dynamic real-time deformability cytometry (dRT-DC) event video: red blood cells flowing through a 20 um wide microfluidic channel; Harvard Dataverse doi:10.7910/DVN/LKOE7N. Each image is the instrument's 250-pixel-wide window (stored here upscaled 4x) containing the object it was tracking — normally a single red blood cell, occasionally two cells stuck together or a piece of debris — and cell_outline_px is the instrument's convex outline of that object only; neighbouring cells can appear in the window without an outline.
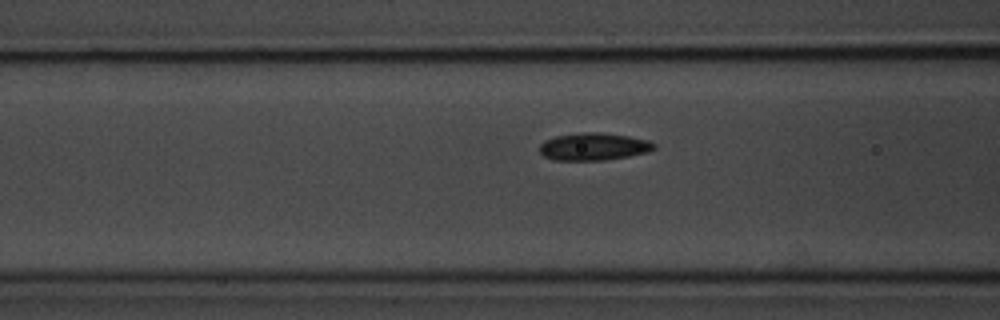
{"species": "common noctule bat (a hibernating species)", "species_latin": "Nyctalus noctula", "temperature_condition": "room temperature", "stored_images_in_passage": 39, "camera_frame_rate_fps": 3000, "um_per_image_px": 0.085, "animal": {"sex": "male", "body_mass_g": 20.1, "forearm_length_mm": 53.5}, "frame": {"image": 1, "passage_image": 10, "time_ms": 3.0, "image_size_px": [1000, 320], "cell_outline_px": [[656, 148], [648, 152], [628, 156], [604, 160], [552, 160], [544, 156], [540, 152], [540, 144], [544, 140], [556, 136], [584, 132], [600, 132], [628, 136], [648, 140], [656, 144]], "centroid_in_image_um": [50.46, 12.46], "position_along_channel_um": 116.1, "area_um2": 18.32}}
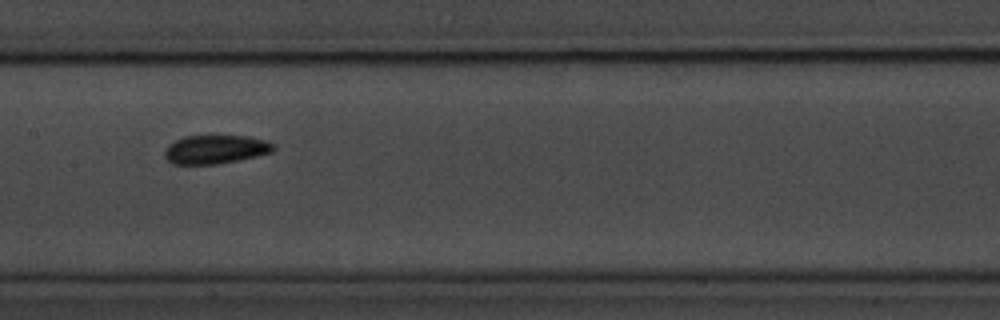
{"frame": {"image": 2, "passage_image": 16, "time_ms": 5.0, "image_size_px": [1000, 320], "cell_outline_px": [[276, 148], [272, 152], [256, 156], [216, 164], [172, 164], [164, 156], [164, 152], [168, 144], [184, 136], [248, 136], [264, 140], [276, 144]], "centroid_in_image_um": [18.32, 12.69], "position_along_channel_um": 189.1, "area_um2": 18.15}}
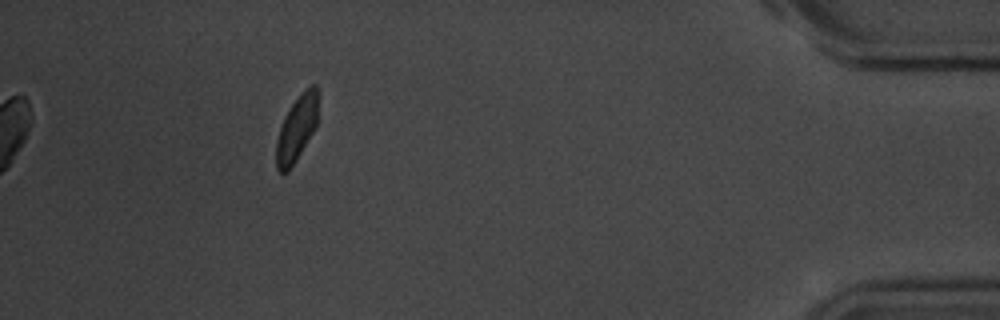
{"frame": {"image": 3, "passage_image": 39, "time_ms": 12.667, "image_size_px": [1000, 320], "cell_outline_px": [[320, 96], [316, 128], [296, 160], [288, 172], [280, 172], [276, 168], [276, 140], [284, 116], [292, 104], [304, 88], [312, 84], [316, 84], [320, 92]], "centroid_in_image_um": [25.27, 10.85], "position_along_channel_um": 409.9, "area_um2": 16.47}, "authors_computed_cell_mechanics": {"area_um2": 18.0336, "velocity_mm_per_s": 3.6397, "shape_relaxation_time_tau1_ms": null, "shape_relaxation_time_tau2_ms": 3.3244, "deformation_change_tau1": null, "deformation_change_tau2": 0.0649}}